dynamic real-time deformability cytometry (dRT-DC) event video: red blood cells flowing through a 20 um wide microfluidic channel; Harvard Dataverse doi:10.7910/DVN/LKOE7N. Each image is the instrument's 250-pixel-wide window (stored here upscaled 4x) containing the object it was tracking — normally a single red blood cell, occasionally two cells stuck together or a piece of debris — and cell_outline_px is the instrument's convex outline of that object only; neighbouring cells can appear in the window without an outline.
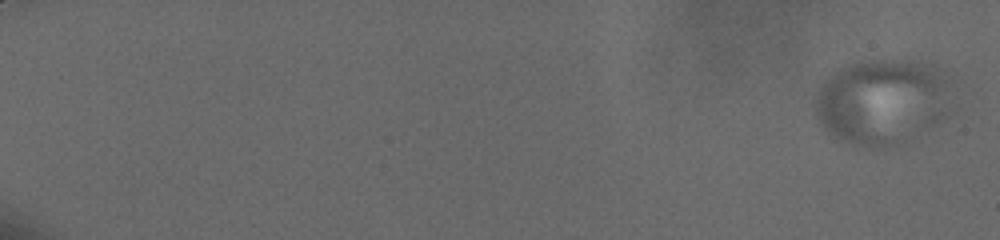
{"species": "human", "species_latin": "Homo sapiens", "temperature_condition": "cold", "stored_images_in_passage": 4, "camera_frame_rate_fps": 3000, "um_per_image_px": 0.085, "donor": {"sex": "male"}, "frame": {"image": 1, "passage_image": 1, "time_ms": 0.0, "image_size_px": [1000, 240], "cell_outline_px": [[956, 80], [948, 116], [904, 140], [880, 144], [852, 144], [836, 140], [824, 132], [820, 128], [816, 120], [812, 104], [816, 92], [820, 84], [832, 72], [848, 64], [860, 60], [916, 60], [936, 64]], "centroid_in_image_um": [75.01, 8.54], "position_along_channel_um": 10.0, "area_um2": 69.88}}